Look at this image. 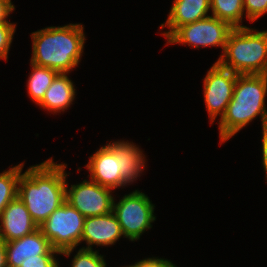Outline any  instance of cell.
I'll return each mask as SVG.
<instances>
[{
  "label": "cell",
  "instance_id": "cell-22",
  "mask_svg": "<svg viewBox=\"0 0 267 267\" xmlns=\"http://www.w3.org/2000/svg\"><path fill=\"white\" fill-rule=\"evenodd\" d=\"M246 18L254 22L267 13V0H243Z\"/></svg>",
  "mask_w": 267,
  "mask_h": 267
},
{
  "label": "cell",
  "instance_id": "cell-2",
  "mask_svg": "<svg viewBox=\"0 0 267 267\" xmlns=\"http://www.w3.org/2000/svg\"><path fill=\"white\" fill-rule=\"evenodd\" d=\"M30 63L58 73H69L79 65L85 43L82 24L46 27L31 33Z\"/></svg>",
  "mask_w": 267,
  "mask_h": 267
},
{
  "label": "cell",
  "instance_id": "cell-17",
  "mask_svg": "<svg viewBox=\"0 0 267 267\" xmlns=\"http://www.w3.org/2000/svg\"><path fill=\"white\" fill-rule=\"evenodd\" d=\"M212 16L227 22L232 28L245 27L242 23L243 0H210Z\"/></svg>",
  "mask_w": 267,
  "mask_h": 267
},
{
  "label": "cell",
  "instance_id": "cell-26",
  "mask_svg": "<svg viewBox=\"0 0 267 267\" xmlns=\"http://www.w3.org/2000/svg\"><path fill=\"white\" fill-rule=\"evenodd\" d=\"M0 267H7L5 242L0 239Z\"/></svg>",
  "mask_w": 267,
  "mask_h": 267
},
{
  "label": "cell",
  "instance_id": "cell-18",
  "mask_svg": "<svg viewBox=\"0 0 267 267\" xmlns=\"http://www.w3.org/2000/svg\"><path fill=\"white\" fill-rule=\"evenodd\" d=\"M24 164L20 163L0 173V216L5 207L17 197L18 180Z\"/></svg>",
  "mask_w": 267,
  "mask_h": 267
},
{
  "label": "cell",
  "instance_id": "cell-14",
  "mask_svg": "<svg viewBox=\"0 0 267 267\" xmlns=\"http://www.w3.org/2000/svg\"><path fill=\"white\" fill-rule=\"evenodd\" d=\"M209 11L210 0H174L166 22L160 25V30H169L161 35L168 39L179 27L208 17Z\"/></svg>",
  "mask_w": 267,
  "mask_h": 267
},
{
  "label": "cell",
  "instance_id": "cell-23",
  "mask_svg": "<svg viewBox=\"0 0 267 267\" xmlns=\"http://www.w3.org/2000/svg\"><path fill=\"white\" fill-rule=\"evenodd\" d=\"M174 264L165 258L151 257L134 263L135 267H172Z\"/></svg>",
  "mask_w": 267,
  "mask_h": 267
},
{
  "label": "cell",
  "instance_id": "cell-20",
  "mask_svg": "<svg viewBox=\"0 0 267 267\" xmlns=\"http://www.w3.org/2000/svg\"><path fill=\"white\" fill-rule=\"evenodd\" d=\"M56 254L60 255L61 253L55 249H51L45 255H37L35 257L26 258L23 260V263L20 267H59V262H57Z\"/></svg>",
  "mask_w": 267,
  "mask_h": 267
},
{
  "label": "cell",
  "instance_id": "cell-24",
  "mask_svg": "<svg viewBox=\"0 0 267 267\" xmlns=\"http://www.w3.org/2000/svg\"><path fill=\"white\" fill-rule=\"evenodd\" d=\"M15 10L11 0H0V24L8 23V16Z\"/></svg>",
  "mask_w": 267,
  "mask_h": 267
},
{
  "label": "cell",
  "instance_id": "cell-6",
  "mask_svg": "<svg viewBox=\"0 0 267 267\" xmlns=\"http://www.w3.org/2000/svg\"><path fill=\"white\" fill-rule=\"evenodd\" d=\"M84 221L85 217L65 201L38 228L53 249L70 257L81 243Z\"/></svg>",
  "mask_w": 267,
  "mask_h": 267
},
{
  "label": "cell",
  "instance_id": "cell-1",
  "mask_svg": "<svg viewBox=\"0 0 267 267\" xmlns=\"http://www.w3.org/2000/svg\"><path fill=\"white\" fill-rule=\"evenodd\" d=\"M66 167L50 157L20 174L17 196L38 226L65 202Z\"/></svg>",
  "mask_w": 267,
  "mask_h": 267
},
{
  "label": "cell",
  "instance_id": "cell-4",
  "mask_svg": "<svg viewBox=\"0 0 267 267\" xmlns=\"http://www.w3.org/2000/svg\"><path fill=\"white\" fill-rule=\"evenodd\" d=\"M267 74L237 75L233 97L219 120L220 144L232 138L258 115L262 128L267 126Z\"/></svg>",
  "mask_w": 267,
  "mask_h": 267
},
{
  "label": "cell",
  "instance_id": "cell-9",
  "mask_svg": "<svg viewBox=\"0 0 267 267\" xmlns=\"http://www.w3.org/2000/svg\"><path fill=\"white\" fill-rule=\"evenodd\" d=\"M68 188L65 186V201L78 210L85 218L101 216L113 211L112 189L103 187L90 179L83 180Z\"/></svg>",
  "mask_w": 267,
  "mask_h": 267
},
{
  "label": "cell",
  "instance_id": "cell-10",
  "mask_svg": "<svg viewBox=\"0 0 267 267\" xmlns=\"http://www.w3.org/2000/svg\"><path fill=\"white\" fill-rule=\"evenodd\" d=\"M237 75L230 69L222 67L217 61L210 67L204 78V101L213 124L216 117L224 116L227 106L233 97Z\"/></svg>",
  "mask_w": 267,
  "mask_h": 267
},
{
  "label": "cell",
  "instance_id": "cell-21",
  "mask_svg": "<svg viewBox=\"0 0 267 267\" xmlns=\"http://www.w3.org/2000/svg\"><path fill=\"white\" fill-rule=\"evenodd\" d=\"M16 24L11 22L0 24V59L7 60Z\"/></svg>",
  "mask_w": 267,
  "mask_h": 267
},
{
  "label": "cell",
  "instance_id": "cell-25",
  "mask_svg": "<svg viewBox=\"0 0 267 267\" xmlns=\"http://www.w3.org/2000/svg\"><path fill=\"white\" fill-rule=\"evenodd\" d=\"M262 166L267 179V126L262 128Z\"/></svg>",
  "mask_w": 267,
  "mask_h": 267
},
{
  "label": "cell",
  "instance_id": "cell-5",
  "mask_svg": "<svg viewBox=\"0 0 267 267\" xmlns=\"http://www.w3.org/2000/svg\"><path fill=\"white\" fill-rule=\"evenodd\" d=\"M217 62L238 75L267 74V30L233 28Z\"/></svg>",
  "mask_w": 267,
  "mask_h": 267
},
{
  "label": "cell",
  "instance_id": "cell-19",
  "mask_svg": "<svg viewBox=\"0 0 267 267\" xmlns=\"http://www.w3.org/2000/svg\"><path fill=\"white\" fill-rule=\"evenodd\" d=\"M71 261V267H106L104 255H99L98 250L81 248Z\"/></svg>",
  "mask_w": 267,
  "mask_h": 267
},
{
  "label": "cell",
  "instance_id": "cell-15",
  "mask_svg": "<svg viewBox=\"0 0 267 267\" xmlns=\"http://www.w3.org/2000/svg\"><path fill=\"white\" fill-rule=\"evenodd\" d=\"M68 73H58L38 104L43 110L58 113L68 110L75 99L76 89Z\"/></svg>",
  "mask_w": 267,
  "mask_h": 267
},
{
  "label": "cell",
  "instance_id": "cell-11",
  "mask_svg": "<svg viewBox=\"0 0 267 267\" xmlns=\"http://www.w3.org/2000/svg\"><path fill=\"white\" fill-rule=\"evenodd\" d=\"M38 229L24 203L17 196L0 216V239L10 242L31 234Z\"/></svg>",
  "mask_w": 267,
  "mask_h": 267
},
{
  "label": "cell",
  "instance_id": "cell-8",
  "mask_svg": "<svg viewBox=\"0 0 267 267\" xmlns=\"http://www.w3.org/2000/svg\"><path fill=\"white\" fill-rule=\"evenodd\" d=\"M233 28L225 21L208 16L179 27L168 39L167 44H183L189 47H216L224 52L226 41Z\"/></svg>",
  "mask_w": 267,
  "mask_h": 267
},
{
  "label": "cell",
  "instance_id": "cell-12",
  "mask_svg": "<svg viewBox=\"0 0 267 267\" xmlns=\"http://www.w3.org/2000/svg\"><path fill=\"white\" fill-rule=\"evenodd\" d=\"M122 236L124 234L113 211L101 216L86 217L81 242L85 241L87 246L82 248L92 250L94 245H114Z\"/></svg>",
  "mask_w": 267,
  "mask_h": 267
},
{
  "label": "cell",
  "instance_id": "cell-16",
  "mask_svg": "<svg viewBox=\"0 0 267 267\" xmlns=\"http://www.w3.org/2000/svg\"><path fill=\"white\" fill-rule=\"evenodd\" d=\"M30 65L32 71L27 80L28 95L34 103L39 104L58 72L33 63Z\"/></svg>",
  "mask_w": 267,
  "mask_h": 267
},
{
  "label": "cell",
  "instance_id": "cell-27",
  "mask_svg": "<svg viewBox=\"0 0 267 267\" xmlns=\"http://www.w3.org/2000/svg\"><path fill=\"white\" fill-rule=\"evenodd\" d=\"M122 267H135L134 264H131L129 266H122Z\"/></svg>",
  "mask_w": 267,
  "mask_h": 267
},
{
  "label": "cell",
  "instance_id": "cell-13",
  "mask_svg": "<svg viewBox=\"0 0 267 267\" xmlns=\"http://www.w3.org/2000/svg\"><path fill=\"white\" fill-rule=\"evenodd\" d=\"M7 267H20L26 258L45 255L51 249L50 241L38 228L20 239L5 242Z\"/></svg>",
  "mask_w": 267,
  "mask_h": 267
},
{
  "label": "cell",
  "instance_id": "cell-3",
  "mask_svg": "<svg viewBox=\"0 0 267 267\" xmlns=\"http://www.w3.org/2000/svg\"><path fill=\"white\" fill-rule=\"evenodd\" d=\"M142 152L133 142H109L89 157L85 168L91 181L112 190L124 188L144 171L146 161Z\"/></svg>",
  "mask_w": 267,
  "mask_h": 267
},
{
  "label": "cell",
  "instance_id": "cell-7",
  "mask_svg": "<svg viewBox=\"0 0 267 267\" xmlns=\"http://www.w3.org/2000/svg\"><path fill=\"white\" fill-rule=\"evenodd\" d=\"M113 203V212L118 219L124 237L130 241L140 239L142 233L152 228L156 220L154 207L149 197L139 190L124 195Z\"/></svg>",
  "mask_w": 267,
  "mask_h": 267
}]
</instances>
